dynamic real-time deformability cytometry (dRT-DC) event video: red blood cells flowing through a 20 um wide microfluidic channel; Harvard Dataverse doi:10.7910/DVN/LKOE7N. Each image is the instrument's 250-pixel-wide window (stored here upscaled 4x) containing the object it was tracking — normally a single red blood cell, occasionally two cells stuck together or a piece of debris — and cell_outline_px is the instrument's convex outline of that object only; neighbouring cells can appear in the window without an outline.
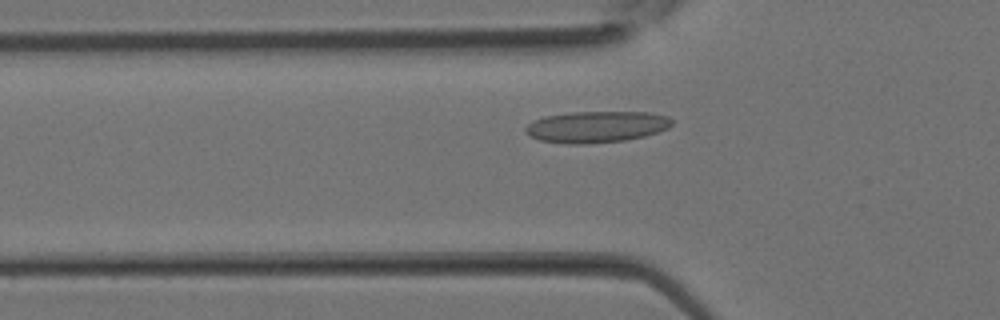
{"species": "Egyptian fruit bat (a non-hibernating species)", "species_latin": "Rousettus aegyptiacus", "temperature_condition": "room temperature", "stored_images_in_passage": 12, "camera_frame_rate_fps": 3000, "um_per_image_px": 0.085, "animal": {"sex": "female"}, "frame": {"image": 1, "passage_image": 2, "time_ms": 0.333, "image_size_px": [1000, 320], "cell_outline_px": [[672, 124], [668, 128], [660, 132], [644, 136], [624, 140], [584, 144], [564, 144], [540, 140], [524, 132], [524, 128], [532, 120], [544, 116], [572, 112], [648, 112], [668, 116], [672, 120]], "centroid_in_image_um": [50.68, 10.78], "position_along_channel_um": 75.1, "area_um2": 26.93}}
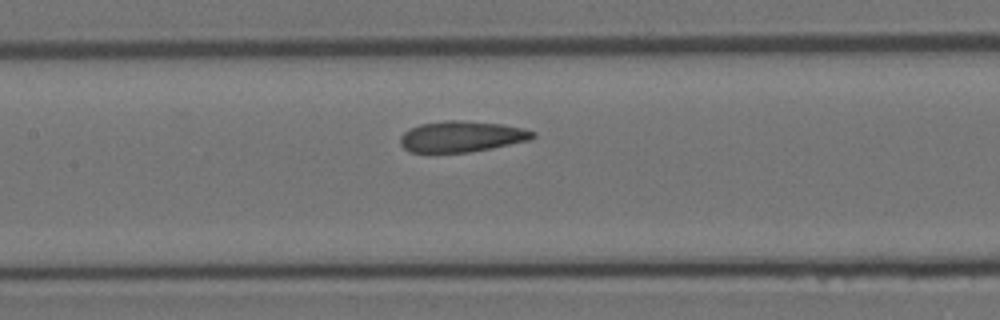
{"frame": {"image": 2, "passage_image": 7, "time_ms": 2.0, "image_size_px": [1000, 320], "cell_outline_px": [[536, 136], [532, 140], [492, 148], [468, 152], [408, 152], [400, 144], [400, 136], [404, 132], [420, 124], [448, 120], [460, 120], [500, 124], [520, 128], [536, 132]], "centroid_in_image_um": [39.25, 11.61], "position_along_channel_um": 168.2, "area_um2": 23.81}}
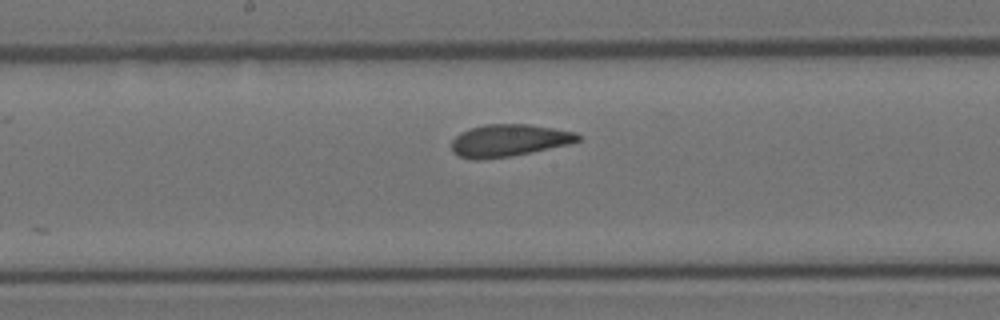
{"frame": {"image": 3, "passage_image": 9, "time_ms": 2.667, "image_size_px": [1000, 320], "cell_outline_px": [[580, 140], [568, 144], [512, 156], [480, 160], [472, 160], [456, 156], [452, 152], [452, 140], [460, 132], [484, 124], [528, 124], [576, 132], [580, 136]], "centroid_in_image_um": [43.2, 11.95], "position_along_channel_um": 205.0, "area_um2": 23.76}}